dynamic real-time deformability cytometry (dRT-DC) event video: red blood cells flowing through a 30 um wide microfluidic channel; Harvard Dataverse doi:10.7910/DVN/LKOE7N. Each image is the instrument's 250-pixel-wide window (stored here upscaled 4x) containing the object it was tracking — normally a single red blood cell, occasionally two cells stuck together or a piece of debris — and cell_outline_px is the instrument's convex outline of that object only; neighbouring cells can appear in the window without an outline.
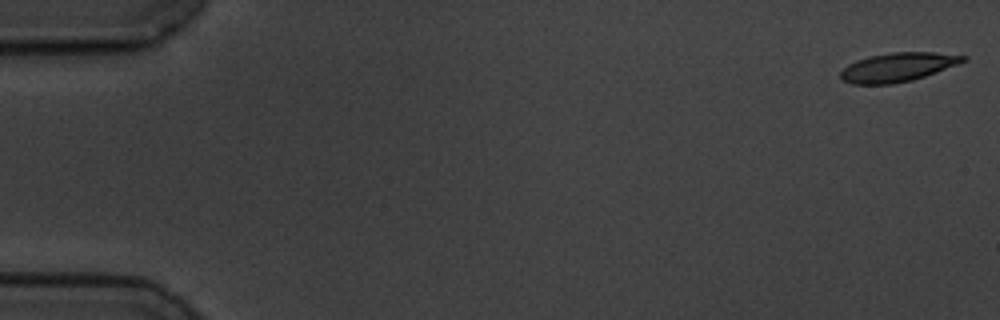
{"species": "common noctule bat (a hibernating species)", "species_latin": "Nyctalus noctula", "temperature_condition": "cold", "stored_images_in_passage": 17, "camera_frame_rate_fps": 3000, "um_per_image_px": 0.085, "animal": {"sex": "male", "body_mass_g": 19.5, "forearm_length_mm": 54.6}, "frame": {"image": 1, "passage_image": 1, "time_ms": 0.0, "image_size_px": [1000, 320], "cell_outline_px": [[968, 60], [924, 76], [912, 80], [892, 84], [852, 84], [844, 80], [840, 76], [840, 72], [848, 64], [856, 60], [868, 56], [892, 52], [932, 52], [968, 56]], "centroid_in_image_um": [76.29, 5.7], "position_along_channel_um": 8.7, "area_um2": 20.52}}
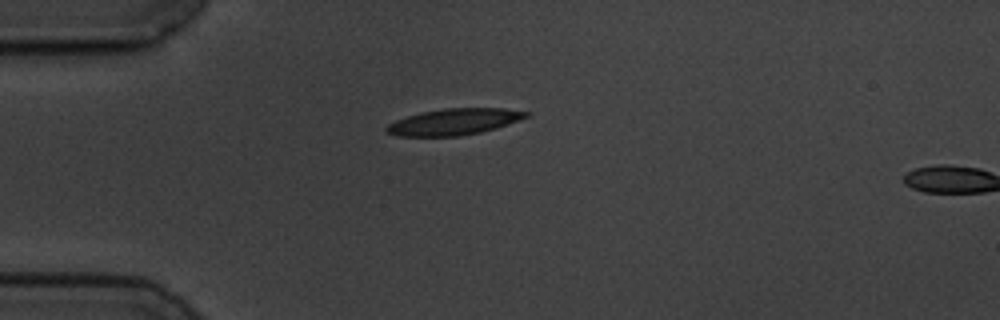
{"frame": {"image": 2, "passage_image": 15, "time_ms": 4.667, "image_size_px": [1000, 320], "cell_outline_px": [[532, 112], [528, 116], [496, 128], [480, 132], [460, 136], [396, 136], [388, 132], [384, 128], [388, 124], [396, 120], [408, 116], [424, 112], [444, 108], [504, 108]], "centroid_in_image_um": [38.6, 10.35], "position_along_channel_um": 46.4, "area_um2": 21.21}}